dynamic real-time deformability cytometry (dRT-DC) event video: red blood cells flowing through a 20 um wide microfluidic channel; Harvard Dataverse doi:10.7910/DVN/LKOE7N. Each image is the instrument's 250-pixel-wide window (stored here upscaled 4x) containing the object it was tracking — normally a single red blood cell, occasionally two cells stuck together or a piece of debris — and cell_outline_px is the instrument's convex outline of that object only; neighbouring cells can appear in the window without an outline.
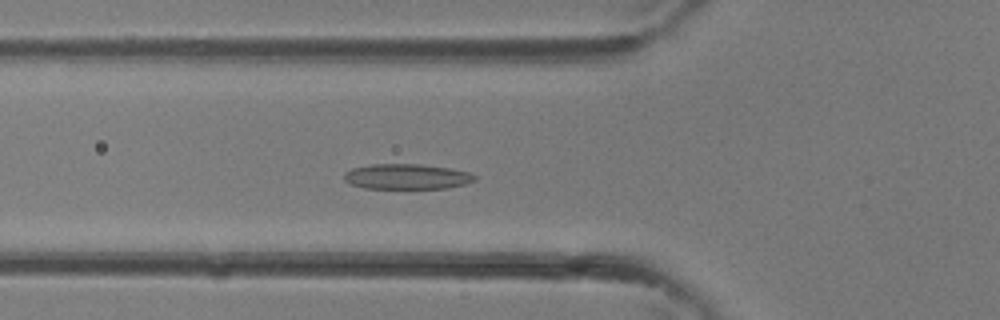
{"species": "common noctule bat (a hibernating species)", "species_latin": "Nyctalus noctula", "temperature_condition": "room temperature", "stored_images_in_passage": 34, "camera_frame_rate_fps": 3000, "um_per_image_px": 0.085, "animal": {"sex": "female"}, "frame": {"image": 1, "passage_image": 11, "time_ms": 3.333, "image_size_px": [1000, 320], "cell_outline_px": [[476, 180], [464, 184], [448, 188], [364, 188], [352, 184], [344, 180], [344, 172], [352, 168], [372, 164], [420, 164], [448, 168], [468, 172], [476, 176]], "centroid_in_image_um": [34.56, 15.01], "position_along_channel_um": 91.2, "area_um2": 19.13}}
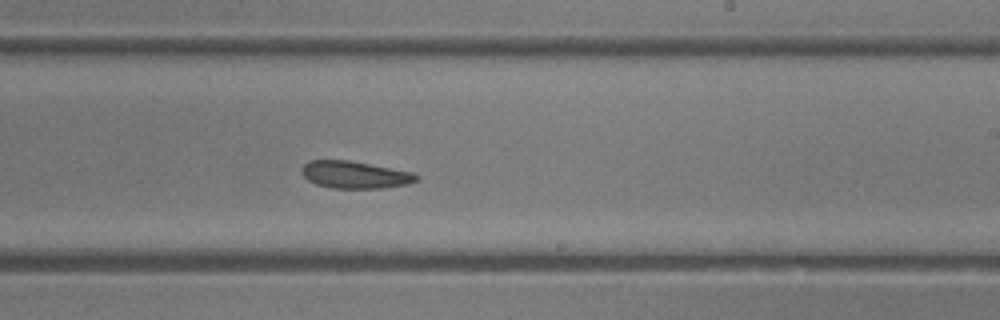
{"frame": {"image": 2, "passage_image": 20, "time_ms": 6.333, "image_size_px": [1000, 320], "cell_outline_px": [[416, 180], [408, 184], [380, 188], [332, 188], [316, 184], [308, 180], [300, 172], [300, 168], [308, 160], [348, 160], [412, 172], [416, 176]], "centroid_in_image_um": [30.08, 14.85], "position_along_channel_um": 258.9, "area_um2": 18.03}}
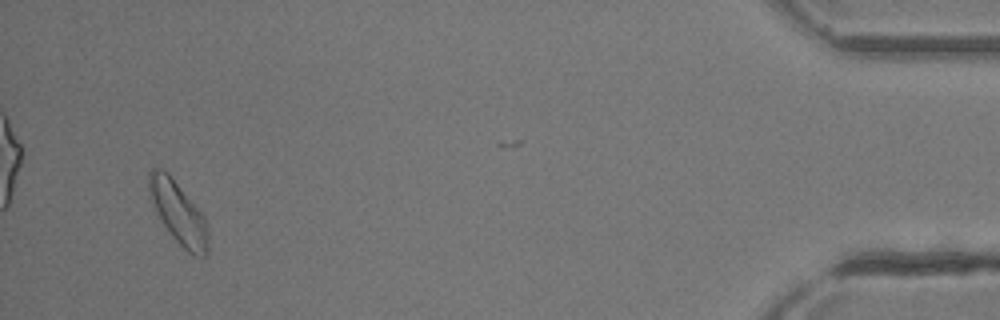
{"frame": {"image": 3, "passage_image": 33, "time_ms": 10.667, "image_size_px": [1000, 320], "cell_outline_px": [[208, 252], [204, 256], [192, 256], [172, 236], [164, 224], [152, 204], [148, 192], [148, 172], [152, 168], [164, 168], [168, 172], [204, 216], [208, 228]], "centroid_in_image_um": [15.15, 18.06], "position_along_channel_um": 420.1, "area_um2": 21.39}}